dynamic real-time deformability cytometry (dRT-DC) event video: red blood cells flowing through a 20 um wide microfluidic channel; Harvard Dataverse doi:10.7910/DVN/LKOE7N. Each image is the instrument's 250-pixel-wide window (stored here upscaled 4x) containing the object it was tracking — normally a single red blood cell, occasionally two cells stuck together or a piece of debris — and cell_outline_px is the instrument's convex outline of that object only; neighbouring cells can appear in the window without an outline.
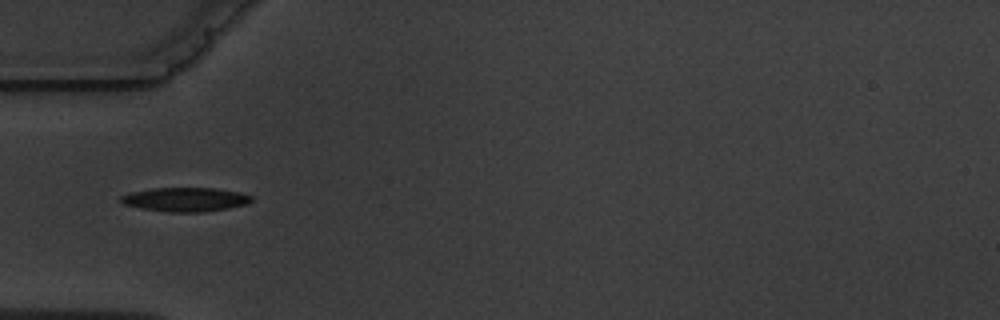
{"species": "common noctule bat (a hibernating species)", "species_latin": "Nyctalus noctula", "temperature_condition": "warm", "stored_images_in_passage": 2, "camera_frame_rate_fps": 3000, "um_per_image_px": 0.085, "animal": {"sex": "male", "body_mass_g": 19.5, "forearm_length_mm": 54.6}, "frame": {"image": 1, "passage_image": 1, "time_ms": 0.0, "image_size_px": [1000, 320], "cell_outline_px": [[252, 200], [248, 204], [228, 208], [200, 212], [168, 212], [140, 208], [124, 204], [120, 200], [120, 196], [132, 192], [152, 188], [216, 188], [240, 192], [252, 196]], "centroid_in_image_um": [15.77, 16.95], "position_along_channel_um": 69.2, "area_um2": 18.26}}
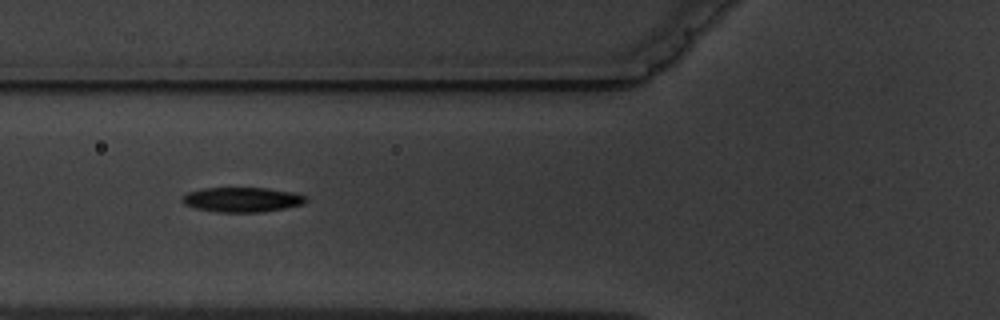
{"frame": {"image": 2, "passage_image": 2, "time_ms": 1.0, "image_size_px": [1000, 320], "cell_outline_px": [[308, 200], [304, 204], [264, 212], [216, 212], [196, 208], [184, 204], [180, 200], [180, 196], [188, 192], [204, 188], [268, 188], [292, 192], [308, 196]], "centroid_in_image_um": [20.58, 16.97], "position_along_channel_um": 105.2, "area_um2": 18.03}}